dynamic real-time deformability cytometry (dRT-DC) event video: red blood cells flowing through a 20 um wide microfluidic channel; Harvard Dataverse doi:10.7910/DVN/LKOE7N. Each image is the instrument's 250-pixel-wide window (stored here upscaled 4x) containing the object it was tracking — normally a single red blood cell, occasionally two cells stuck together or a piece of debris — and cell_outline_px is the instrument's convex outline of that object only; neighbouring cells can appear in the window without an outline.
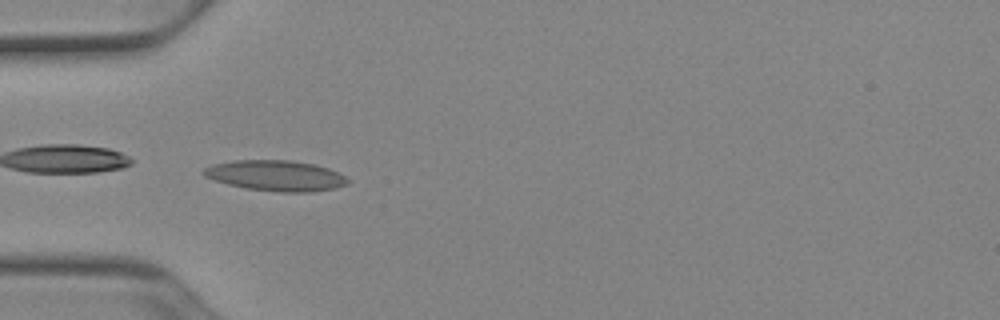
{"species": "Egyptian fruit bat (a non-hibernating species)", "species_latin": "Rousettus aegyptiacus", "temperature_condition": "cold", "stored_images_in_passage": 33, "camera_frame_rate_fps": 3000, "um_per_image_px": 0.085, "animal": {"sex": "female"}, "frame": {"image": 1, "passage_image": 1, "time_ms": 0.0, "image_size_px": [1000, 320], "cell_outline_px": [[352, 180], [348, 184], [336, 188], [312, 192], [280, 192], [244, 188], [228, 184], [204, 176], [200, 172], [204, 168], [212, 164], [232, 160], [292, 160], [316, 164], [328, 168]], "centroid_in_image_um": [23.45, 14.92], "position_along_channel_um": 61.5, "area_um2": 25.95}}
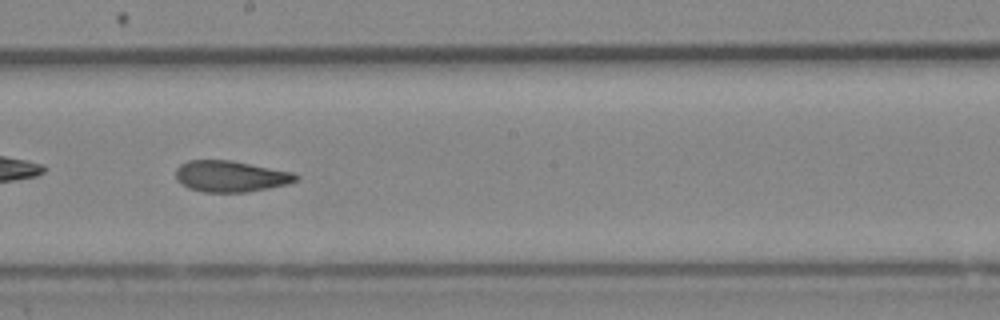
{"frame": {"image": 2, "passage_image": 14, "time_ms": 4.333, "image_size_px": [1000, 320], "cell_outline_px": [[300, 176], [296, 180], [288, 184], [268, 188], [244, 192], [204, 192], [188, 188], [180, 184], [176, 180], [176, 168], [180, 164], [188, 160], [232, 160], [292, 172]], "centroid_in_image_um": [19.57, 14.98], "position_along_channel_um": 228.6, "area_um2": 21.91}}
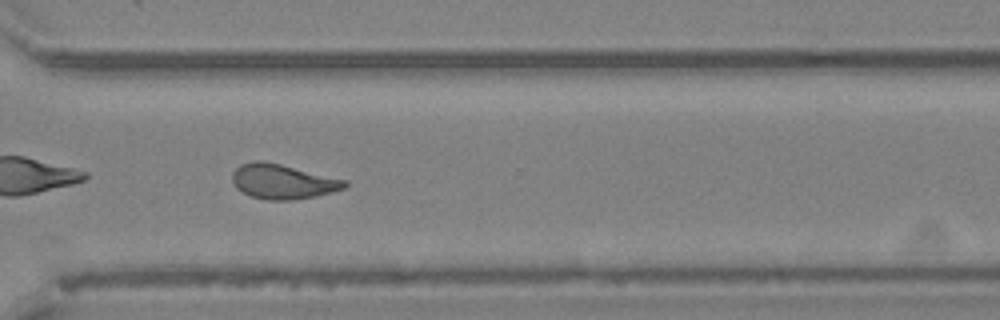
{"frame": {"image": 3, "passage_image": 23, "time_ms": 7.333, "image_size_px": [1000, 320], "cell_outline_px": [[348, 184], [344, 188], [332, 192], [316, 196], [292, 200], [268, 200], [252, 196], [236, 188], [232, 180], [232, 172], [240, 164], [256, 160], [260, 160], [280, 164], [348, 180]], "centroid_in_image_um": [24.04, 15.43], "position_along_channel_um": 346.6, "area_um2": 22.72}, "authors_computed_cell_mechanics": {"area_um2": 21.9062, "velocity_mm_per_s": 3.9256, "shape_relaxation_time_tau1_ms": 11.0462, "shape_relaxation_time_tau2_ms": 2.3219, "deformation_change_tau1": 0.2252, "deformation_change_tau2": 0.0874}}